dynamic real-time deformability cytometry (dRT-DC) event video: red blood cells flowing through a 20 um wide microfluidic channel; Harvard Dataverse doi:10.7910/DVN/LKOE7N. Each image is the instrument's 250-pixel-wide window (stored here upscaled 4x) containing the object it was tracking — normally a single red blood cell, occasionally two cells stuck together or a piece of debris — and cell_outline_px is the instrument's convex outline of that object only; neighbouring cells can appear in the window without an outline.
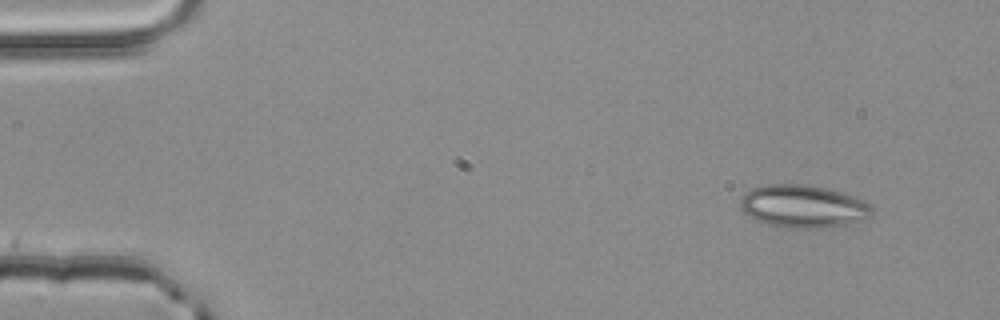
{"species": "common noctule bat (a hibernating species)", "species_latin": "Nyctalus noctula", "temperature_condition": "room temperature", "stored_images_in_passage": 24, "camera_frame_rate_fps": 3000, "um_per_image_px": 0.085, "animal": {"sex": "male", "body_mass_g": 20.4}, "frame": {"image": 1, "passage_image": 1, "time_ms": 0.0, "image_size_px": [1000, 320], "cell_outline_px": [[872, 216], [864, 220], [848, 224], [824, 228], [784, 228], [768, 224], [756, 220], [748, 216], [740, 208], [740, 200], [744, 192], [752, 188], [768, 184], [804, 184], [824, 188], [840, 192], [852, 196], [872, 204]], "centroid_in_image_um": [68.26, 17.55], "position_along_channel_um": 16.7, "area_um2": 33.0}}
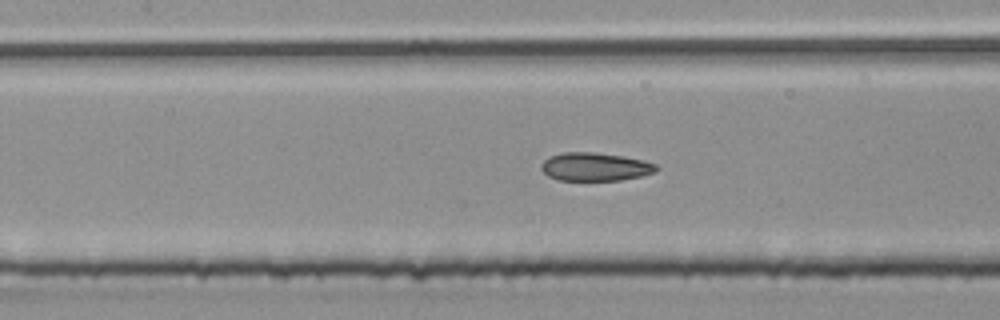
{"frame": {"image": 2, "passage_image": 20, "time_ms": 6.333, "image_size_px": [1000, 320], "cell_outline_px": [[660, 168], [656, 172], [640, 176], [620, 180], [560, 180], [548, 176], [540, 168], [540, 164], [548, 156], [564, 152], [596, 152], [624, 156], [644, 160], [656, 164]], "centroid_in_image_um": [50.59, 14.16], "position_along_channel_um": 156.8, "area_um2": 19.13}}
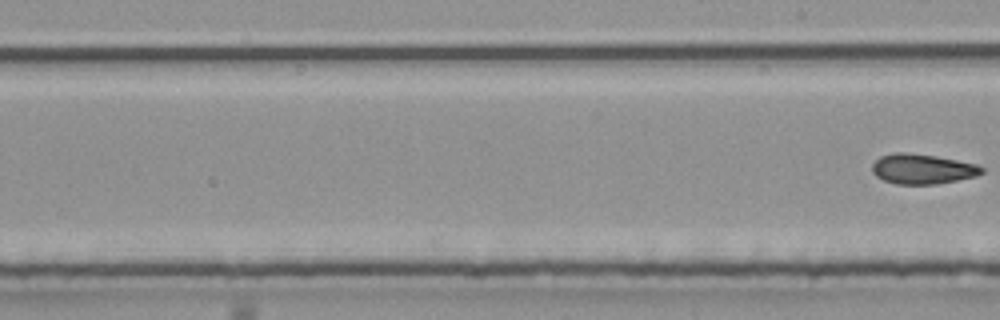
{"frame": {"image": 3, "passage_image": 24, "time_ms": 7.667, "image_size_px": [1000, 320], "cell_outline_px": [[984, 172], [976, 176], [936, 184], [896, 184], [884, 180], [876, 176], [872, 172], [872, 164], [880, 156], [896, 152], [904, 152], [936, 156], [976, 164], [984, 168]], "centroid_in_image_um": [78.39, 14.36], "position_along_channel_um": 210.6, "area_um2": 19.07}}